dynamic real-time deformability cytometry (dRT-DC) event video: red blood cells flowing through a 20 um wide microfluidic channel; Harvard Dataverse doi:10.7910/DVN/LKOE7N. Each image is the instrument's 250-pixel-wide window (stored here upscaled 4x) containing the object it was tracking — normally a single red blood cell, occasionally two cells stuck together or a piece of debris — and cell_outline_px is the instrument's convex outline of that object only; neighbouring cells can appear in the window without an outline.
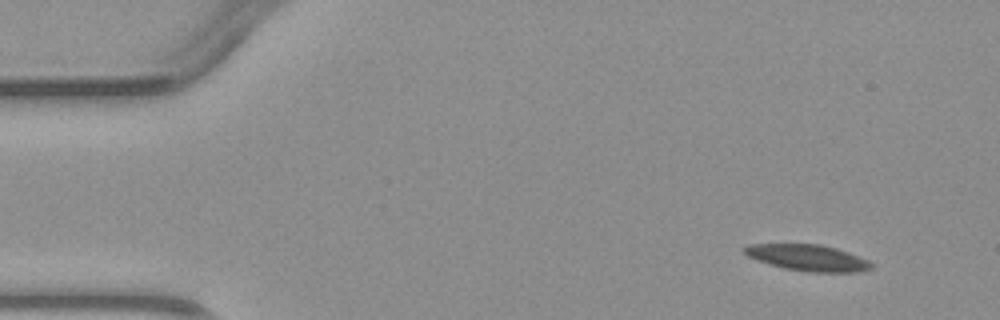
{"species": "common noctule bat (a hibernating species)", "species_latin": "Nyctalus noctula", "temperature_condition": "warm", "stored_images_in_passage": 3, "camera_frame_rate_fps": 3000, "um_per_image_px": 0.085, "animal": {"sex": "male", "body_mass_g": 23.1, "forearm_length_mm": 52.7}, "frame": {"image": 1, "passage_image": 1, "time_ms": 0.0, "image_size_px": [1000, 320], "cell_outline_px": [[872, 268], [860, 272], [812, 272], [784, 268], [768, 264], [756, 260], [740, 252], [740, 248], [748, 244], [820, 244], [836, 248], [860, 256], [868, 260], [872, 264]], "centroid_in_image_um": [68.61, 21.9], "position_along_channel_um": 16.4, "area_um2": 19.65}}